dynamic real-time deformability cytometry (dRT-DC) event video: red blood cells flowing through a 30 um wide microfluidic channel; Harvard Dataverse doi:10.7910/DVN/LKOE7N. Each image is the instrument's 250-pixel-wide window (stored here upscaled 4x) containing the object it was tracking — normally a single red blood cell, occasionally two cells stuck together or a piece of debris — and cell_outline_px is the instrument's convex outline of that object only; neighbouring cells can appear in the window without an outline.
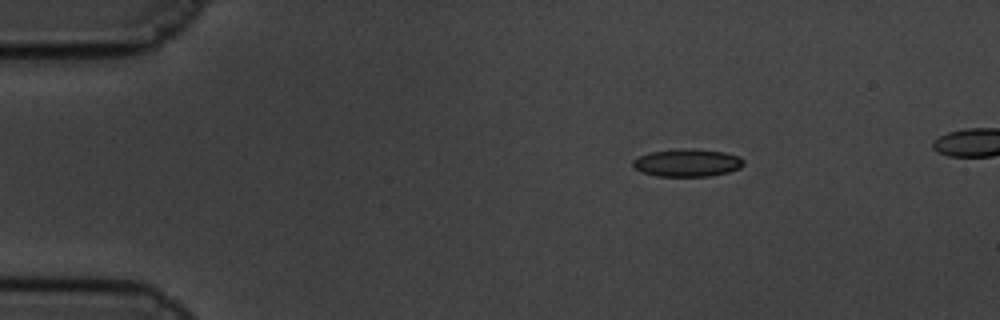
{"species": "common noctule bat (a hibernating species)", "species_latin": "Nyctalus noctula", "temperature_condition": "cold", "stored_images_in_passage": 49, "camera_frame_rate_fps": 3000, "um_per_image_px": 0.085, "animal": {"sex": "male", "body_mass_g": 19.5, "forearm_length_mm": 54.6}, "frame": {"image": 1, "passage_image": 1, "time_ms": 0.0, "image_size_px": [1000, 320], "cell_outline_px": [[744, 164], [740, 168], [728, 172], [708, 176], [656, 176], [640, 172], [632, 168], [632, 160], [648, 152], [680, 148], [692, 148], [724, 152], [740, 156], [744, 160]], "centroid_in_image_um": [58.38, 13.83], "position_along_channel_um": 26.6, "area_um2": 18.15}}
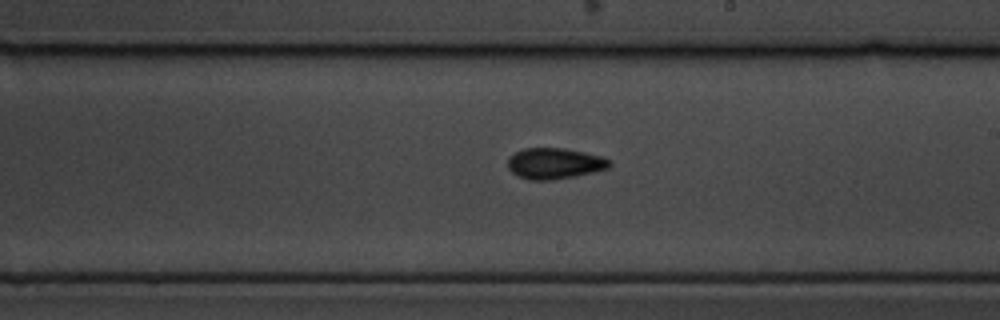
{"frame": {"image": 2, "passage_image": 26, "time_ms": 8.333, "image_size_px": [1000, 320], "cell_outline_px": [[612, 164], [608, 168], [576, 176], [552, 180], [528, 180], [516, 176], [508, 168], [508, 156], [524, 148], [560, 148], [584, 152], [604, 156], [612, 160]], "centroid_in_image_um": [47.14, 13.9], "position_along_channel_um": 241.9, "area_um2": 18.55}}
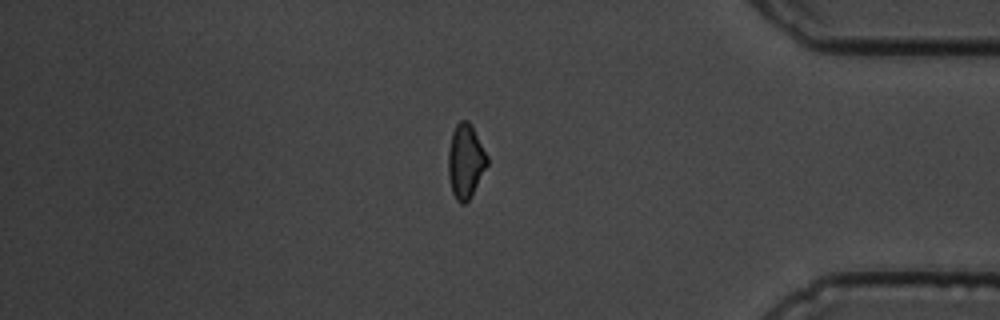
{"frame": {"image": 3, "passage_image": 42, "time_ms": 13.667, "image_size_px": [1000, 320], "cell_outline_px": [[488, 164], [468, 200], [464, 204], [460, 204], [456, 200], [452, 192], [448, 176], [448, 152], [452, 132], [456, 124], [460, 120], [468, 120], [488, 156]], "centroid_in_image_um": [39.55, 13.7], "position_along_channel_um": 395.6, "area_um2": 16.65}}